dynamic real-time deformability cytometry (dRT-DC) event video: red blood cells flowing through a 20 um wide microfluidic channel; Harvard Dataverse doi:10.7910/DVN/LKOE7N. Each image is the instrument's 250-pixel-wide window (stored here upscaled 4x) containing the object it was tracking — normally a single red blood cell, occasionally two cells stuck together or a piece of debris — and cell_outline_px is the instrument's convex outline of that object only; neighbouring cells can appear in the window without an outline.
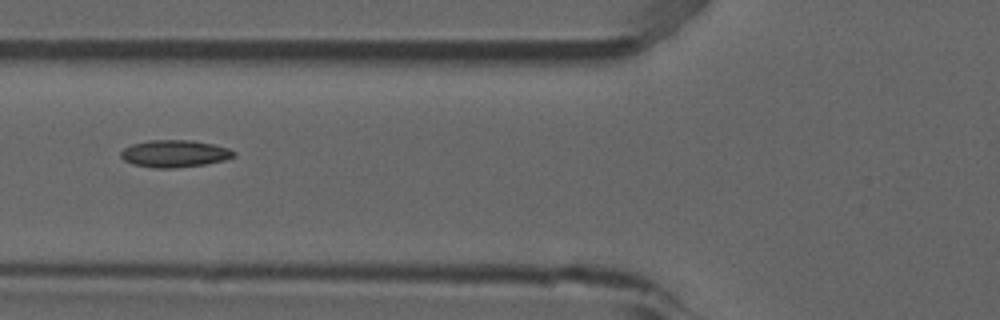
{"species": "common noctule bat (a hibernating species)", "species_latin": "Nyctalus noctula", "temperature_condition": "room temperature", "stored_images_in_passage": 6, "camera_frame_rate_fps": 3000, "um_per_image_px": 0.085, "animal": {"sex": "male", "forearm_length_mm": 52.5}, "frame": {"image": 1, "passage_image": 3, "time_ms": 0.667, "image_size_px": [1000, 320], "cell_outline_px": [[236, 156], [224, 160], [204, 164], [176, 168], [152, 168], [132, 164], [124, 160], [120, 156], [120, 152], [124, 148], [132, 144], [148, 140], [192, 140], [212, 144], [228, 148], [236, 152]], "centroid_in_image_um": [14.82, 13.06], "position_along_channel_um": 111.0, "area_um2": 17.98}}
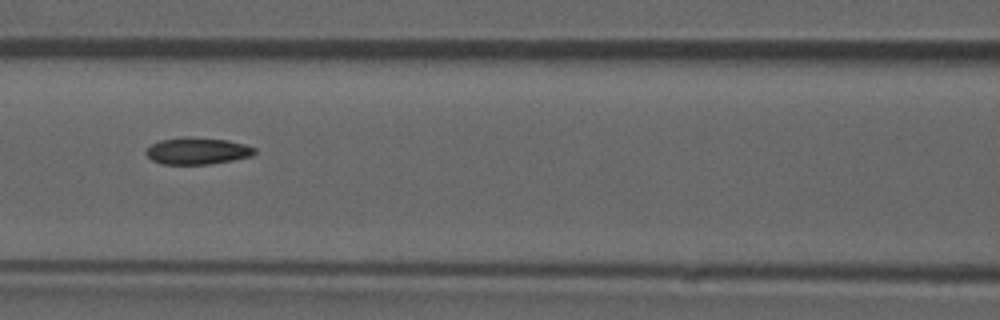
{"frame": {"image": 2, "passage_image": 4, "time_ms": 1.0, "image_size_px": [1000, 320], "cell_outline_px": [[256, 152], [252, 156], [232, 160], [208, 164], [164, 164], [152, 160], [144, 152], [152, 144], [160, 140], [228, 140], [244, 144], [256, 148]], "centroid_in_image_um": [16.81, 12.88], "position_along_channel_um": 149.8, "area_um2": 15.95}}